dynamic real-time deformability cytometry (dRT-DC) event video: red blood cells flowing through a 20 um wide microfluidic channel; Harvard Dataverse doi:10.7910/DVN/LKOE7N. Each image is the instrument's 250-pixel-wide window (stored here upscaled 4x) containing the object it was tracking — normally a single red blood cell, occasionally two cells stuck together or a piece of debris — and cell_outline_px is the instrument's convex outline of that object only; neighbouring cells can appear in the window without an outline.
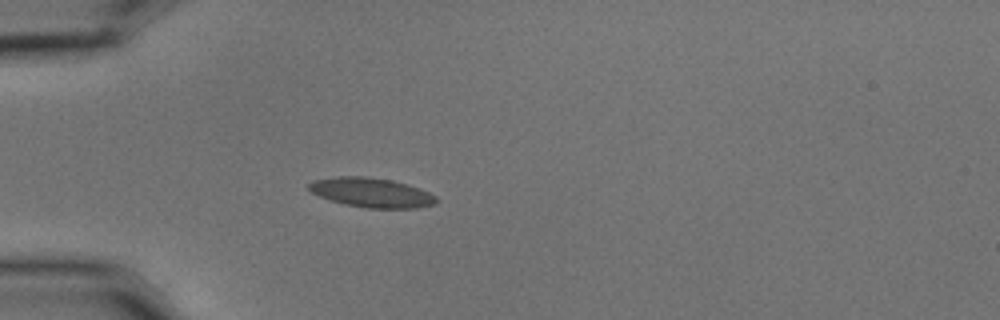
{"species": "common noctule bat (a hibernating species)", "species_latin": "Nyctalus noctula", "temperature_condition": "cold", "stored_images_in_passage": 1, "camera_frame_rate_fps": 3000, "um_per_image_px": 0.085, "animal": {"sex": "male", "body_mass_g": 15.6}, "frame": {"image": 1, "passage_image": 1, "time_ms": 0.0, "image_size_px": [1000, 320], "cell_outline_px": [[440, 200], [436, 204], [416, 208], [364, 208], [344, 204], [320, 196], [312, 192], [308, 188], [308, 184], [312, 180], [340, 176], [364, 176], [392, 180], [428, 192], [436, 196]], "centroid_in_image_um": [31.58, 16.37], "position_along_channel_um": 53.4, "area_um2": 21.79}}